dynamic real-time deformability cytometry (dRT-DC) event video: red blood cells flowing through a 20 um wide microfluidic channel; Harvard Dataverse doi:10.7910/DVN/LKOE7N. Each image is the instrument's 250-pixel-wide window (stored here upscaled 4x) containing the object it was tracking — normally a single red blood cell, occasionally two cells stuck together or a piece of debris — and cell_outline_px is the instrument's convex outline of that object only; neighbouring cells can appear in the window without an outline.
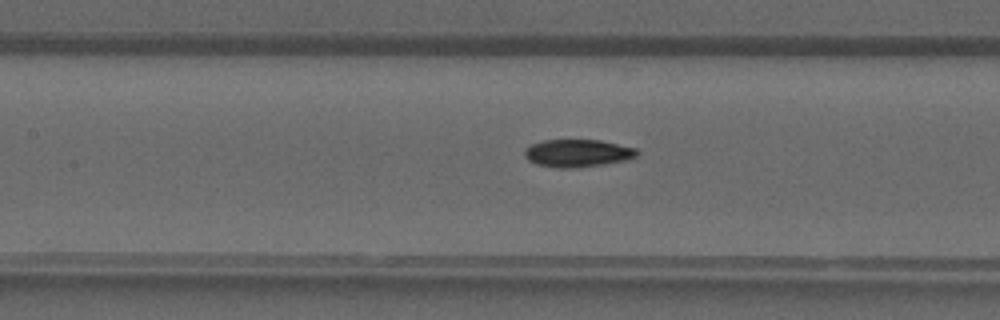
{"species": "common noctule bat (a hibernating species)", "species_latin": "Nyctalus noctula", "temperature_condition": "warm", "stored_images_in_passage": 34, "camera_frame_rate_fps": 3000, "um_per_image_px": 0.085, "animal": {"sex": "male", "forearm_length_mm": 52.5}, "frame": {"image": 1, "passage_image": 12, "time_ms": 3.667, "image_size_px": [1000, 320], "cell_outline_px": [[640, 152], [636, 156], [628, 160], [604, 164], [576, 168], [556, 168], [536, 164], [528, 160], [524, 156], [524, 148], [532, 144], [544, 140], [600, 140], [636, 148]], "centroid_in_image_um": [49.09, 13.02], "position_along_channel_um": 158.3, "area_um2": 18.26}}
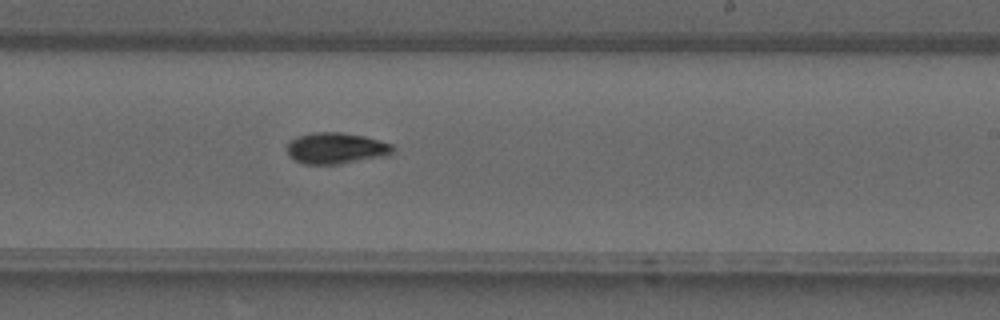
{"frame": {"image": 2, "passage_image": 18, "time_ms": 5.667, "image_size_px": [1000, 320], "cell_outline_px": [[396, 148], [388, 156], [340, 164], [304, 164], [288, 156], [288, 144], [296, 136], [312, 132], [340, 132], [364, 136], [380, 140], [392, 144]], "centroid_in_image_um": [28.6, 12.6], "position_along_channel_um": 260.4, "area_um2": 19.42}}
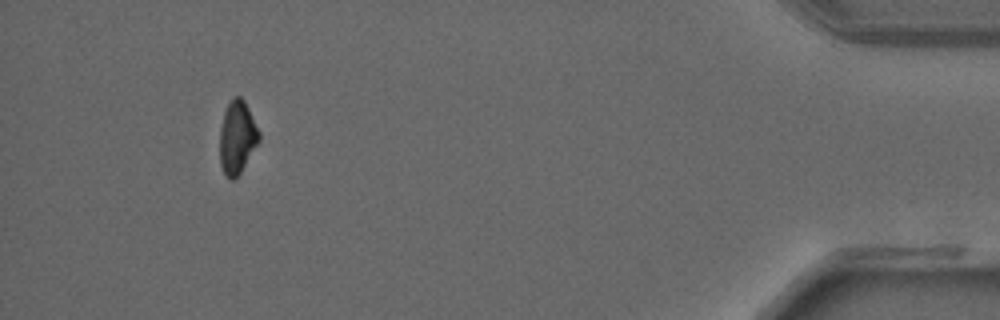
{"frame": {"image": 3, "passage_image": 31, "time_ms": 10.0, "image_size_px": [1000, 320], "cell_outline_px": [[260, 140], [240, 172], [232, 180], [224, 172], [220, 164], [220, 128], [224, 112], [232, 96], [240, 96], [244, 100], [260, 132]], "centroid_in_image_um": [20.16, 11.63], "position_along_channel_um": 415.0, "area_um2": 16.47}}